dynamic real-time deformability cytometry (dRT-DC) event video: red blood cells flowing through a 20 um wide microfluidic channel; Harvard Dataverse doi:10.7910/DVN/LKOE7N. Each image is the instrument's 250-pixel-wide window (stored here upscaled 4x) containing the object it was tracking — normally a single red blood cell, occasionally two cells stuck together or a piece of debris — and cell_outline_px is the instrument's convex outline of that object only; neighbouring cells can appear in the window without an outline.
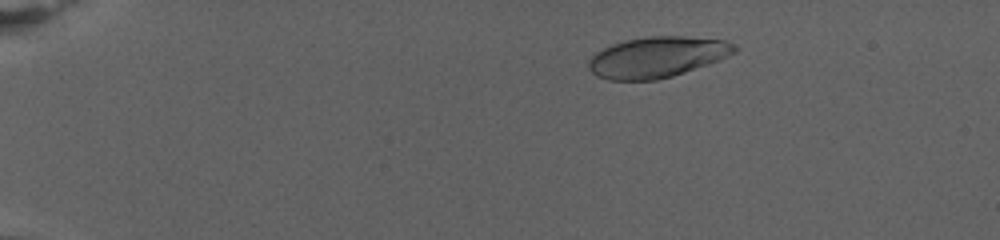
{"species": "human", "species_latin": "Homo sapiens", "temperature_condition": "warm", "stored_images_in_passage": 78, "camera_frame_rate_fps": 3000, "um_per_image_px": 0.085, "donor": {"sex": "female"}, "frame": {"image": 1, "passage_image": 13, "time_ms": 4.0, "image_size_px": [1000, 240], "cell_outline_px": [[736, 52], [720, 60], [672, 76], [656, 80], [608, 80], [596, 76], [588, 68], [588, 60], [596, 52], [612, 44], [628, 40], [652, 36], [684, 36], [724, 40], [736, 44]], "centroid_in_image_um": [55.86, 4.86], "position_along_channel_um": 29.1, "area_um2": 34.56}}
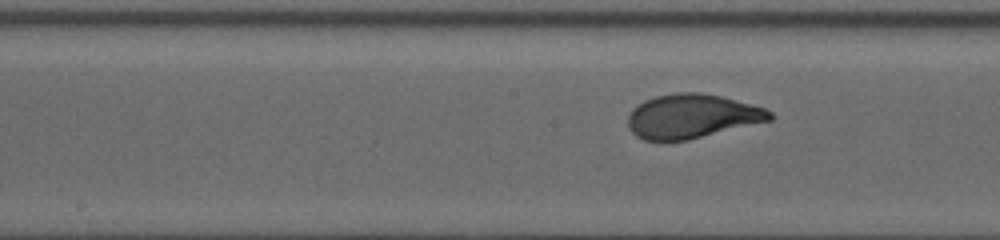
{"frame": {"image": 2, "passage_image": 42, "time_ms": 13.667, "image_size_px": [1000, 240], "cell_outline_px": [[776, 116], [772, 120], [688, 140], [644, 140], [636, 136], [628, 128], [628, 116], [632, 108], [644, 100], [656, 96], [676, 92], [700, 92], [720, 96], [764, 108], [772, 112]], "centroid_in_image_um": [58.8, 9.88], "position_along_channel_um": 189.4, "area_um2": 36.47}}
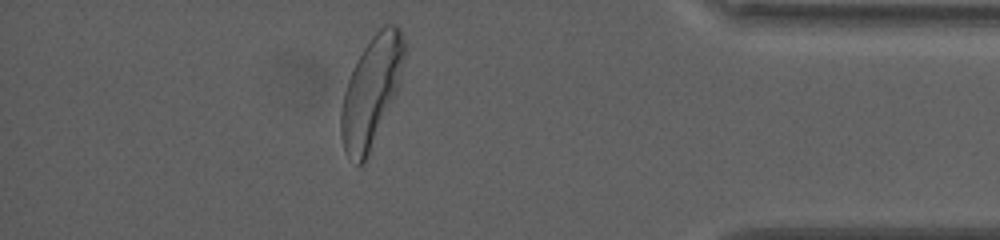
{"frame": {"image": 3, "passage_image": 69, "time_ms": 22.667, "image_size_px": [1000, 240], "cell_outline_px": [[408, 52], [396, 92], [368, 160], [364, 164], [356, 164], [344, 152], [340, 136], [340, 112], [344, 92], [348, 80], [356, 60], [372, 36], [384, 24], [396, 24], [400, 28], [408, 48]], "centroid_in_image_um": [31.58, 7.78], "position_along_channel_um": 403.6, "area_um2": 41.1}, "authors_computed_cell_mechanics": {"area_um2": 35.9516, "velocity_mm_per_s": 2.7041, "shape_relaxation_time_tau1_ms": 3.7082, "shape_relaxation_time_tau2_ms": null, "deformation_change_tau1": 0.1876, "deformation_change_tau2": null}}